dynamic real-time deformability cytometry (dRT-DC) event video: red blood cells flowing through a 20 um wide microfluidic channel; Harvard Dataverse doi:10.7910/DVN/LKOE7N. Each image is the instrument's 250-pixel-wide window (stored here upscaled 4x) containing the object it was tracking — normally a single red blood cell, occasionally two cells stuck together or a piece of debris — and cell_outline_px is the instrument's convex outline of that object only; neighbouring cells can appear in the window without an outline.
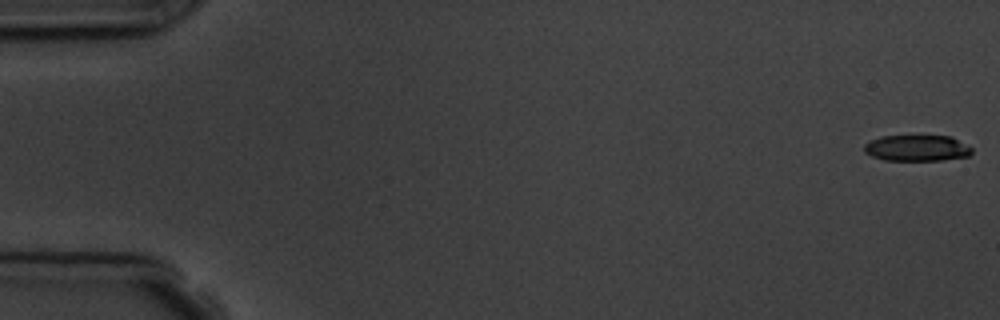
{"species": "common noctule bat (a hibernating species)", "species_latin": "Nyctalus noctula", "temperature_condition": "room temperature", "stored_images_in_passage": 8, "camera_frame_rate_fps": 3000, "um_per_image_px": 0.085, "animal": {"sex": "male", "body_mass_g": 19.5, "forearm_length_mm": 54.6}, "frame": {"image": 1, "passage_image": 1, "time_ms": 0.0, "image_size_px": [1000, 320], "cell_outline_px": [[972, 152], [968, 156], [940, 160], [884, 160], [872, 156], [864, 152], [864, 144], [880, 136], [952, 136], [972, 148]], "centroid_in_image_um": [77.93, 12.58], "position_along_channel_um": 7.1, "area_um2": 16.3}}
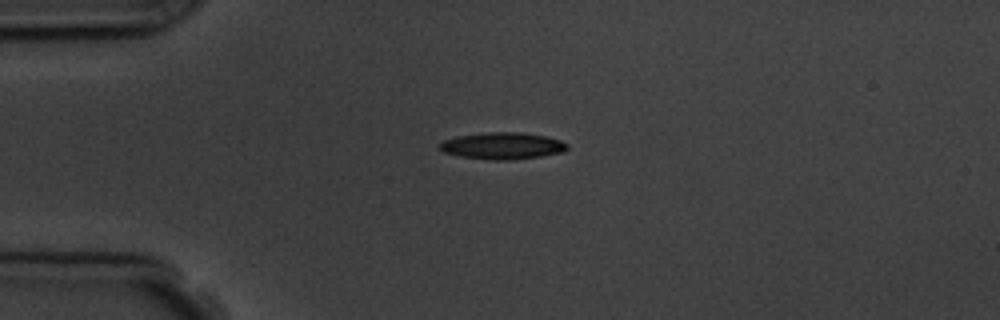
{"frame": {"image": 2, "passage_image": 5, "time_ms": 4.333, "image_size_px": [1000, 320], "cell_outline_px": [[568, 148], [564, 152], [540, 156], [512, 160], [492, 160], [460, 156], [444, 152], [440, 148], [440, 144], [444, 140], [456, 136], [488, 132], [520, 132], [548, 136], [560, 140], [568, 144]], "centroid_in_image_um": [42.75, 12.39], "position_along_channel_um": 42.3, "area_um2": 19.94}}